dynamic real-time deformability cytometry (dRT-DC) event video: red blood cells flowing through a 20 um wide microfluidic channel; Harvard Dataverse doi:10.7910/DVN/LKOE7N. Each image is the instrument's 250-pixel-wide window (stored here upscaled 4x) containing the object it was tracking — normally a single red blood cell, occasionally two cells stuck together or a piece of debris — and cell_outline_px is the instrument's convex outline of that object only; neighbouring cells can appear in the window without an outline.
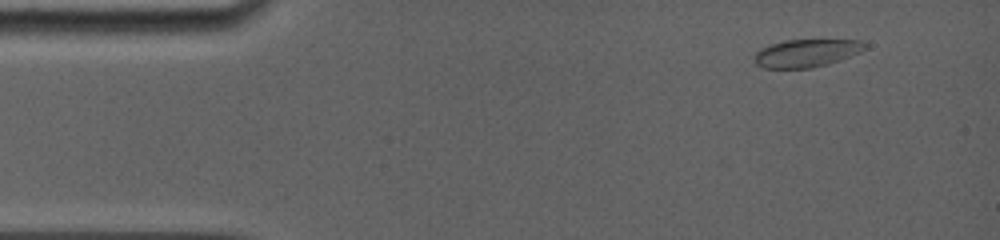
{"species": "common noctule bat (a hibernating species)", "species_latin": "Nyctalus noctula", "temperature_condition": "room temperature", "stored_images_in_passage": 39, "camera_frame_rate_fps": 5000, "um_per_image_px": 0.085, "animal": {"sex": "female", "body_mass_g": 19.0, "forearm_length_mm": 56.7}, "frame": {"image": 1, "passage_image": 1, "time_ms": 0.0, "image_size_px": [1000, 240], "cell_outline_px": [[868, 48], [860, 52], [828, 64], [812, 68], [764, 68], [756, 64], [756, 52], [760, 48], [768, 44], [784, 40], [860, 40], [868, 44]], "centroid_in_image_um": [68.56, 4.5], "position_along_channel_um": 16.4, "area_um2": 17.98}}
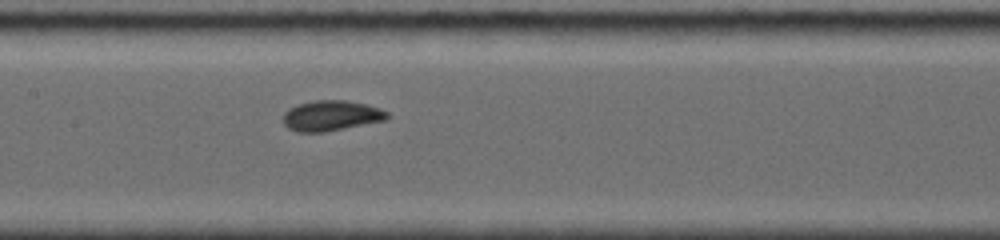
{"frame": {"image": 2, "passage_image": 20, "time_ms": 6.4, "image_size_px": [1000, 240], "cell_outline_px": [[392, 116], [388, 120], [324, 132], [296, 132], [288, 128], [284, 124], [284, 112], [288, 108], [296, 104], [316, 100], [348, 100], [380, 108], [388, 112]], "centroid_in_image_um": [28.18, 9.83], "position_along_channel_um": 179.2, "area_um2": 18.67}}
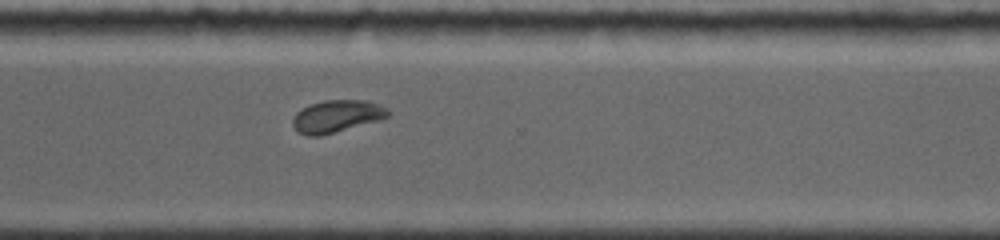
{"frame": {"image": 3, "passage_image": 33, "time_ms": 10.6, "image_size_px": [1000, 240], "cell_outline_px": [[392, 112], [388, 116], [380, 120], [316, 136], [308, 136], [300, 132], [292, 124], [292, 116], [300, 108], [324, 100], [364, 100], [380, 104], [388, 108]], "centroid_in_image_um": [28.64, 9.85], "position_along_channel_um": 342.0, "area_um2": 17.8}, "authors_computed_cell_mechanics": {"area_um2": 17.9758, "velocity_mm_per_s": 3.8712, "shape_relaxation_time_tau1_ms": 2.6159, "shape_relaxation_time_tau2_ms": null, "deformation_change_tau1": 0.1087, "deformation_change_tau2": null}}